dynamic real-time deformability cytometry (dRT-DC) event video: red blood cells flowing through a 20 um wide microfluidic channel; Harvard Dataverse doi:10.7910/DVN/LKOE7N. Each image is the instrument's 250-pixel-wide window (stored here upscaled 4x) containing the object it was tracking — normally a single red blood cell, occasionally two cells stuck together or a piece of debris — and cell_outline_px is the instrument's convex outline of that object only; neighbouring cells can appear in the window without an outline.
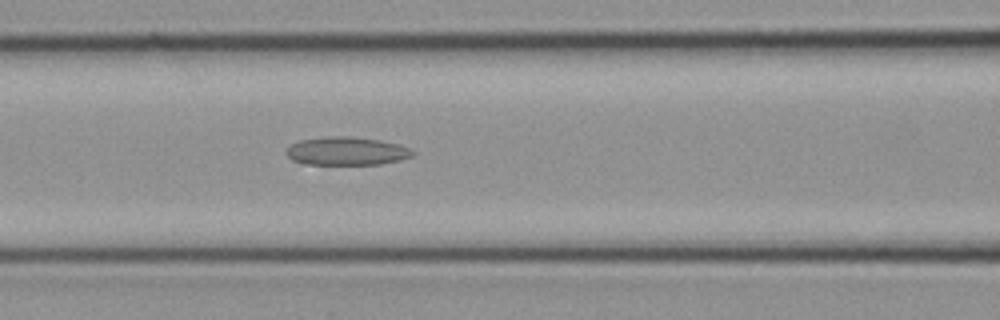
{"species": "common noctule bat (a hibernating species)", "species_latin": "Nyctalus noctula", "temperature_condition": "cold", "stored_images_in_passage": 8, "camera_frame_rate_fps": 3000, "um_per_image_px": 0.085, "animal": {"sex": "female", "body_mass_g": 21.9}, "frame": {"image": 1, "passage_image": 8, "time_ms": 2.333, "image_size_px": [1000, 320], "cell_outline_px": [[416, 152], [412, 156], [400, 160], [380, 164], [300, 164], [292, 160], [284, 152], [284, 148], [300, 140], [324, 136], [348, 136], [380, 140], [400, 144], [412, 148]], "centroid_in_image_um": [29.45, 12.84], "position_along_channel_um": 137.2, "area_um2": 21.15}}